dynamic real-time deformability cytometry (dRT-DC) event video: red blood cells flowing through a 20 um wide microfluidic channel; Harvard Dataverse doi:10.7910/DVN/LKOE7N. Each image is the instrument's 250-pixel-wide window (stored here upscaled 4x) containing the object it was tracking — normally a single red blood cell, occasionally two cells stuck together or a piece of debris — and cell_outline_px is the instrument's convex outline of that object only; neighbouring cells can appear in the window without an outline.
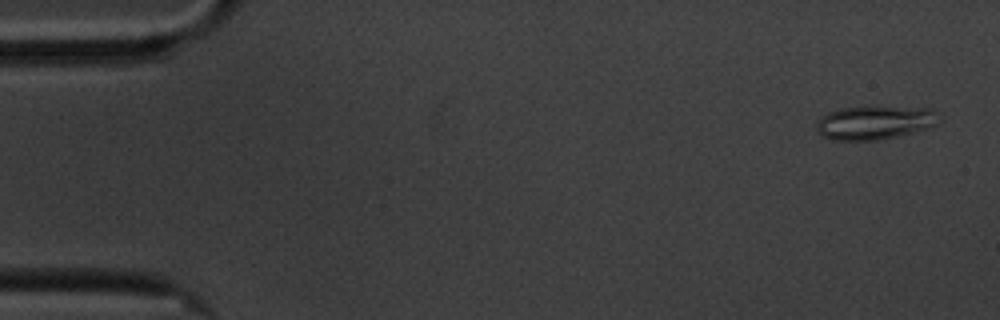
{"species": "common noctule bat (a hibernating species)", "species_latin": "Nyctalus noctula", "temperature_condition": "cold", "stored_images_in_passage": 58, "camera_frame_rate_fps": 3000, "um_per_image_px": 0.085, "animal": {"sex": "male", "body_mass_g": 20.1, "forearm_length_mm": 53.5}, "frame": {"image": 1, "passage_image": 2, "time_ms": 0.333, "image_size_px": [1000, 320], "cell_outline_px": [[940, 120], [936, 124], [928, 128], [912, 132], [876, 140], [832, 140], [816, 132], [816, 124], [828, 112], [840, 108], [932, 108]], "centroid_in_image_um": [74.32, 10.44], "position_along_channel_um": 10.7, "area_um2": 23.29}}
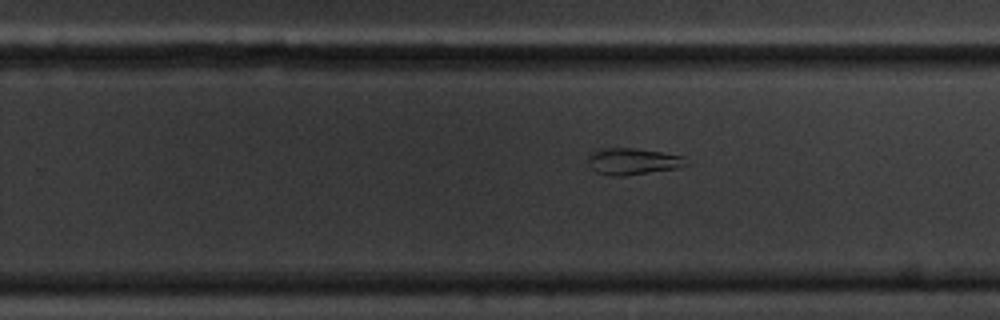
{"frame": {"image": 2, "passage_image": 36, "time_ms": 11.667, "image_size_px": [1000, 320], "cell_outline_px": [[692, 164], [680, 168], [624, 176], [612, 176], [596, 172], [588, 164], [588, 156], [592, 152], [600, 148], [636, 148], [684, 156]], "centroid_in_image_um": [53.84, 13.72], "position_along_channel_um": 276.0, "area_um2": 15.49}}
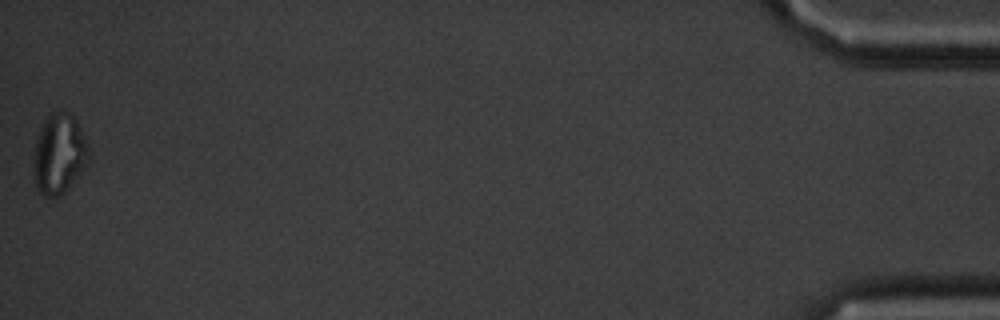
{"frame": {"image": 3, "passage_image": 58, "time_ms": 19.0, "image_size_px": [1000, 320], "cell_outline_px": [[88, 160], [80, 176], [64, 192], [52, 200], [48, 200], [36, 188], [36, 136], [44, 120], [52, 112], [72, 112], [84, 136], [88, 148]], "centroid_in_image_um": [5.05, 13.1], "position_along_channel_um": 430.1, "area_um2": 25.43}, "authors_computed_cell_mechanics": {"area_um2": 20.8947, "velocity_mm_per_s": 3.4027, "shape_relaxation_time_tau1_ms": null, "shape_relaxation_time_tau2_ms": 4.1992, "deformation_change_tau1": null, "deformation_change_tau2": 0.1197}}